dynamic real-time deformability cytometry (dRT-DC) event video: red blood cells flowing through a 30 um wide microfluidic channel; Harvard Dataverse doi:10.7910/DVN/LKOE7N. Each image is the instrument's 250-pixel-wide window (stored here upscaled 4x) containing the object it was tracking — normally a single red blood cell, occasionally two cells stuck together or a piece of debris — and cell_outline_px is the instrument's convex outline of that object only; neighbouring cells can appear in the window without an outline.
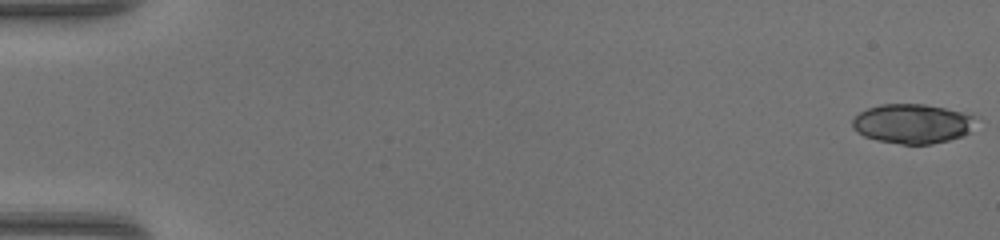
{"species": "common noctule bat (a hibernating species)", "species_latin": "Nyctalus noctula", "temperature_condition": "warm", "stored_images_in_passage": 49, "camera_frame_rate_fps": 3000, "um_per_image_px": 0.085, "animal": {"sex": "female", "body_mass_g": 17.0, "forearm_length_mm": 48.0}, "frame": {"image": 1, "passage_image": 1, "time_ms": 0.0, "image_size_px": [1000, 240], "cell_outline_px": [[972, 116], [968, 132], [960, 136], [948, 140], [932, 144], [904, 144], [876, 140], [864, 136], [856, 132], [852, 128], [852, 120], [860, 112], [868, 108], [880, 104], [924, 104], [972, 112]], "centroid_in_image_um": [77.51, 10.5], "position_along_channel_um": 7.5, "area_um2": 28.26}}
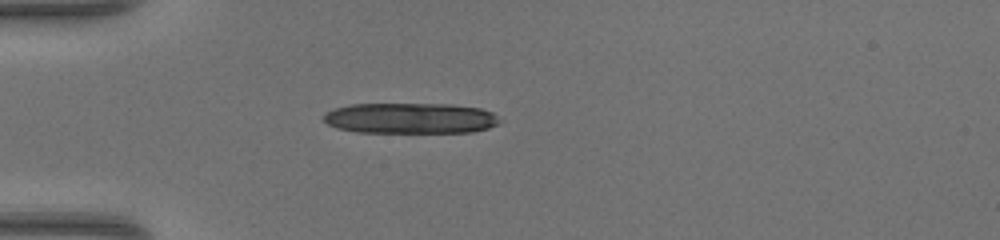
{"frame": {"image": 2, "passage_image": 15, "time_ms": 4.667, "image_size_px": [1000, 240], "cell_outline_px": [[504, 120], [500, 124], [488, 128], [472, 132], [356, 132], [336, 128], [328, 124], [324, 120], [324, 112], [336, 108], [352, 104], [452, 104], [480, 108], [492, 112]], "centroid_in_image_um": [34.93, 10.05], "position_along_channel_um": 50.1, "area_um2": 31.73}}
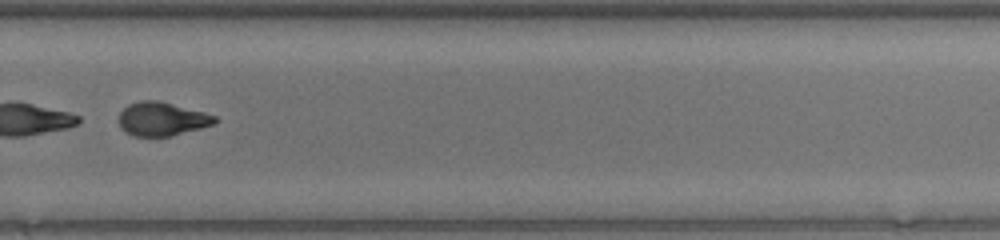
{"frame": {"image": 3, "passage_image": 35, "time_ms": 11.333, "image_size_px": [1000, 240], "cell_outline_px": [[220, 120], [216, 124], [168, 136], [132, 136], [124, 132], [120, 128], [120, 112], [128, 104], [140, 100], [156, 100], [204, 112], [216, 116]], "centroid_in_image_um": [13.76, 10.11], "position_along_channel_um": 316.0, "area_um2": 18.79}, "authors_computed_cell_mechanics": {"area_um2": 28.7266, "velocity_mm_per_s": 4.3457, "shape_relaxation_time_tau1_ms": 1.6482, "shape_relaxation_time_tau2_ms": 1.4845, "deformation_change_tau1": 0.3172, "deformation_change_tau2": 0.0872}}